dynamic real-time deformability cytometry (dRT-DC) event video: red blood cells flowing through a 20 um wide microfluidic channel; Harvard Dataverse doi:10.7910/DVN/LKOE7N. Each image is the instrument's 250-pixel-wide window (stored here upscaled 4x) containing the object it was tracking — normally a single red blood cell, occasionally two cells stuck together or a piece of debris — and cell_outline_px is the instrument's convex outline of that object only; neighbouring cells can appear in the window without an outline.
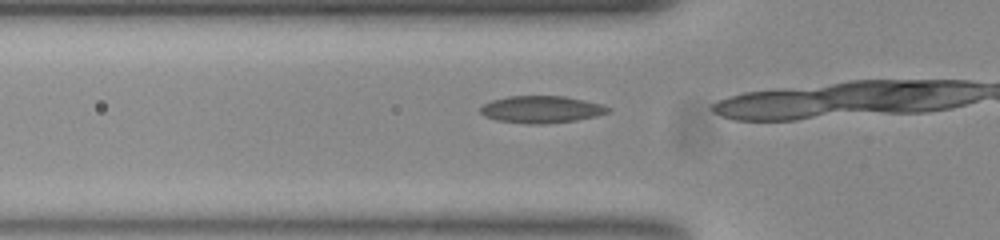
{"species": "common noctule bat (a hibernating species)", "species_latin": "Nyctalus noctula", "temperature_condition": "room temperature", "stored_images_in_passage": 14, "camera_frame_rate_fps": 3000, "um_per_image_px": 0.085, "animal": {"sex": "female", "body_mass_g": 23.0, "forearm_length_mm": 53.4}, "frame": {"image": 1, "passage_image": 12, "time_ms": 3.667, "image_size_px": [1000, 240], "cell_outline_px": [[612, 112], [596, 116], [576, 120], [540, 124], [528, 124], [496, 120], [484, 116], [480, 112], [480, 108], [484, 104], [492, 100], [508, 96], [564, 96], [604, 104], [612, 108]], "centroid_in_image_um": [46.06, 9.3], "position_along_channel_um": 79.7, "area_um2": 20.29}}